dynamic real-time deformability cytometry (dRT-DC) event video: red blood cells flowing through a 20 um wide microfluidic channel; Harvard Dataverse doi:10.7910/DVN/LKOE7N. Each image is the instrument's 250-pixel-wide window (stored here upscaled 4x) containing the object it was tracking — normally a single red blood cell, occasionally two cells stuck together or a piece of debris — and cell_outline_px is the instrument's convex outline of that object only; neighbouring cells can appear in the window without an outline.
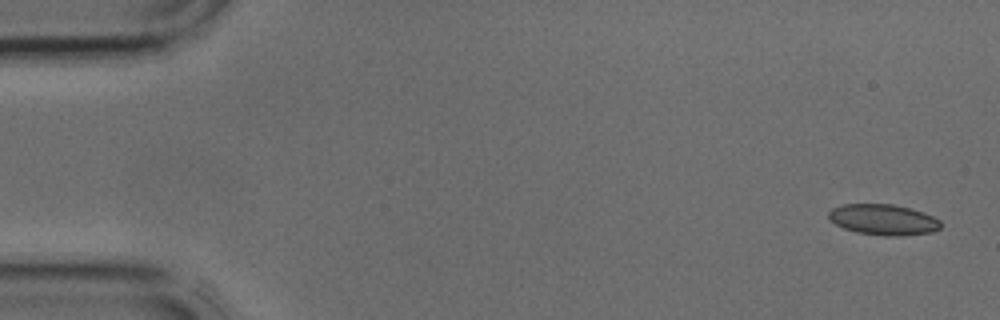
{"species": "common noctule bat (a hibernating species)", "species_latin": "Nyctalus noctula", "temperature_condition": "cold", "stored_images_in_passage": 6, "camera_frame_rate_fps": 3000, "um_per_image_px": 0.085, "animal": {"sex": "male", "body_mass_g": 17.9, "forearm_length_mm": 54.2}, "frame": {"image": 1, "passage_image": 1, "time_ms": 0.0, "image_size_px": [1000, 320], "cell_outline_px": [[940, 228], [932, 232], [904, 236], [884, 236], [856, 232], [844, 228], [836, 224], [828, 216], [828, 212], [832, 208], [844, 204], [892, 204], [924, 212], [940, 220]], "centroid_in_image_um": [75.09, 18.67], "position_along_channel_um": 9.9, "area_um2": 20.06}}
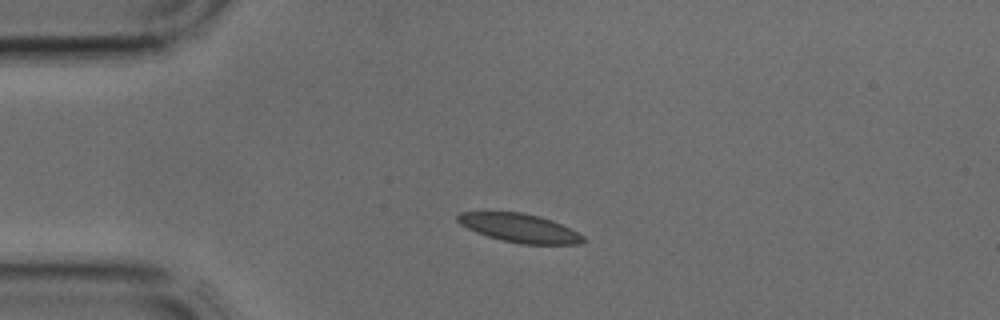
{"frame": {"image": 2, "passage_image": 4, "time_ms": 1.0, "image_size_px": [1000, 320], "cell_outline_px": [[588, 240], [576, 244], [520, 244], [488, 236], [476, 232], [460, 224], [456, 220], [456, 216], [460, 212], [520, 212], [540, 216], [552, 220], [584, 236]], "centroid_in_image_um": [44.15, 19.38], "position_along_channel_um": 40.8, "area_um2": 20.75}}